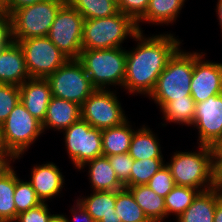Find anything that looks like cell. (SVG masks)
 <instances>
[{
	"instance_id": "6da1fadb",
	"label": "cell",
	"mask_w": 222,
	"mask_h": 222,
	"mask_svg": "<svg viewBox=\"0 0 222 222\" xmlns=\"http://www.w3.org/2000/svg\"><path fill=\"white\" fill-rule=\"evenodd\" d=\"M143 34V31H139L133 38L138 42L137 46L130 51L126 50L123 87L130 95L136 93L148 97L154 90L159 75L182 42L171 33L150 37Z\"/></svg>"
},
{
	"instance_id": "7a4b0ae2",
	"label": "cell",
	"mask_w": 222,
	"mask_h": 222,
	"mask_svg": "<svg viewBox=\"0 0 222 222\" xmlns=\"http://www.w3.org/2000/svg\"><path fill=\"white\" fill-rule=\"evenodd\" d=\"M199 151L174 152L170 162H166L176 185L191 187L201 192L217 186L215 180V160L212 146H198Z\"/></svg>"
},
{
	"instance_id": "3957f363",
	"label": "cell",
	"mask_w": 222,
	"mask_h": 222,
	"mask_svg": "<svg viewBox=\"0 0 222 222\" xmlns=\"http://www.w3.org/2000/svg\"><path fill=\"white\" fill-rule=\"evenodd\" d=\"M192 76L193 52H186L180 47L169 59L148 97L162 110L170 101L191 96Z\"/></svg>"
},
{
	"instance_id": "277c9868",
	"label": "cell",
	"mask_w": 222,
	"mask_h": 222,
	"mask_svg": "<svg viewBox=\"0 0 222 222\" xmlns=\"http://www.w3.org/2000/svg\"><path fill=\"white\" fill-rule=\"evenodd\" d=\"M123 48L82 49L78 61L96 89L123 87L126 66V50Z\"/></svg>"
},
{
	"instance_id": "5b68a950",
	"label": "cell",
	"mask_w": 222,
	"mask_h": 222,
	"mask_svg": "<svg viewBox=\"0 0 222 222\" xmlns=\"http://www.w3.org/2000/svg\"><path fill=\"white\" fill-rule=\"evenodd\" d=\"M139 32L137 23L122 12L110 17L86 19L83 23L82 49H111L122 47L128 37Z\"/></svg>"
},
{
	"instance_id": "8992f818",
	"label": "cell",
	"mask_w": 222,
	"mask_h": 222,
	"mask_svg": "<svg viewBox=\"0 0 222 222\" xmlns=\"http://www.w3.org/2000/svg\"><path fill=\"white\" fill-rule=\"evenodd\" d=\"M66 0H42L16 9L10 16L13 40L47 36Z\"/></svg>"
},
{
	"instance_id": "52a82bcc",
	"label": "cell",
	"mask_w": 222,
	"mask_h": 222,
	"mask_svg": "<svg viewBox=\"0 0 222 222\" xmlns=\"http://www.w3.org/2000/svg\"><path fill=\"white\" fill-rule=\"evenodd\" d=\"M52 96L82 105L96 90L78 59H69L46 78Z\"/></svg>"
},
{
	"instance_id": "ba28073f",
	"label": "cell",
	"mask_w": 222,
	"mask_h": 222,
	"mask_svg": "<svg viewBox=\"0 0 222 222\" xmlns=\"http://www.w3.org/2000/svg\"><path fill=\"white\" fill-rule=\"evenodd\" d=\"M13 41L23 51L30 78H47L69 60L47 36Z\"/></svg>"
},
{
	"instance_id": "9c48e42d",
	"label": "cell",
	"mask_w": 222,
	"mask_h": 222,
	"mask_svg": "<svg viewBox=\"0 0 222 222\" xmlns=\"http://www.w3.org/2000/svg\"><path fill=\"white\" fill-rule=\"evenodd\" d=\"M8 148L20 159L43 133L42 123L19 102L1 125Z\"/></svg>"
},
{
	"instance_id": "30bf717a",
	"label": "cell",
	"mask_w": 222,
	"mask_h": 222,
	"mask_svg": "<svg viewBox=\"0 0 222 222\" xmlns=\"http://www.w3.org/2000/svg\"><path fill=\"white\" fill-rule=\"evenodd\" d=\"M83 16L67 2L59 9L47 37L69 59L82 51Z\"/></svg>"
},
{
	"instance_id": "8fae6325",
	"label": "cell",
	"mask_w": 222,
	"mask_h": 222,
	"mask_svg": "<svg viewBox=\"0 0 222 222\" xmlns=\"http://www.w3.org/2000/svg\"><path fill=\"white\" fill-rule=\"evenodd\" d=\"M116 95L111 89H96L81 105V118L99 130L122 124L128 117Z\"/></svg>"
},
{
	"instance_id": "7c38bea8",
	"label": "cell",
	"mask_w": 222,
	"mask_h": 222,
	"mask_svg": "<svg viewBox=\"0 0 222 222\" xmlns=\"http://www.w3.org/2000/svg\"><path fill=\"white\" fill-rule=\"evenodd\" d=\"M64 131L66 150L75 169L96 157L103 156L101 130L80 118Z\"/></svg>"
},
{
	"instance_id": "4fadbf2b",
	"label": "cell",
	"mask_w": 222,
	"mask_h": 222,
	"mask_svg": "<svg viewBox=\"0 0 222 222\" xmlns=\"http://www.w3.org/2000/svg\"><path fill=\"white\" fill-rule=\"evenodd\" d=\"M206 53L193 51V76L190 89L195 103L222 94V63L203 58Z\"/></svg>"
},
{
	"instance_id": "5bb4252c",
	"label": "cell",
	"mask_w": 222,
	"mask_h": 222,
	"mask_svg": "<svg viewBox=\"0 0 222 222\" xmlns=\"http://www.w3.org/2000/svg\"><path fill=\"white\" fill-rule=\"evenodd\" d=\"M193 127L198 129V145L214 146L222 137V94L196 103Z\"/></svg>"
},
{
	"instance_id": "9a60e30c",
	"label": "cell",
	"mask_w": 222,
	"mask_h": 222,
	"mask_svg": "<svg viewBox=\"0 0 222 222\" xmlns=\"http://www.w3.org/2000/svg\"><path fill=\"white\" fill-rule=\"evenodd\" d=\"M19 89L20 102L34 118L43 123L52 98L49 81L46 78H29Z\"/></svg>"
},
{
	"instance_id": "2e32d148",
	"label": "cell",
	"mask_w": 222,
	"mask_h": 222,
	"mask_svg": "<svg viewBox=\"0 0 222 222\" xmlns=\"http://www.w3.org/2000/svg\"><path fill=\"white\" fill-rule=\"evenodd\" d=\"M58 167L53 162H47L31 169V180L28 182L32 185L41 202L46 203L47 199L55 198L56 195L61 194L65 179Z\"/></svg>"
},
{
	"instance_id": "e0dca14e",
	"label": "cell",
	"mask_w": 222,
	"mask_h": 222,
	"mask_svg": "<svg viewBox=\"0 0 222 222\" xmlns=\"http://www.w3.org/2000/svg\"><path fill=\"white\" fill-rule=\"evenodd\" d=\"M29 78L23 51L12 41L0 50V83L20 86Z\"/></svg>"
},
{
	"instance_id": "ac0fdd59",
	"label": "cell",
	"mask_w": 222,
	"mask_h": 222,
	"mask_svg": "<svg viewBox=\"0 0 222 222\" xmlns=\"http://www.w3.org/2000/svg\"><path fill=\"white\" fill-rule=\"evenodd\" d=\"M80 118V105L52 96L42 123V129L43 132L49 128L63 132Z\"/></svg>"
},
{
	"instance_id": "d6986e66",
	"label": "cell",
	"mask_w": 222,
	"mask_h": 222,
	"mask_svg": "<svg viewBox=\"0 0 222 222\" xmlns=\"http://www.w3.org/2000/svg\"><path fill=\"white\" fill-rule=\"evenodd\" d=\"M77 201L95 222H122L115 213L116 191H93Z\"/></svg>"
},
{
	"instance_id": "ffe728a7",
	"label": "cell",
	"mask_w": 222,
	"mask_h": 222,
	"mask_svg": "<svg viewBox=\"0 0 222 222\" xmlns=\"http://www.w3.org/2000/svg\"><path fill=\"white\" fill-rule=\"evenodd\" d=\"M89 167L88 177L93 191H120L125 186L119 181L106 156L96 157L83 164L78 171Z\"/></svg>"
},
{
	"instance_id": "44dd1931",
	"label": "cell",
	"mask_w": 222,
	"mask_h": 222,
	"mask_svg": "<svg viewBox=\"0 0 222 222\" xmlns=\"http://www.w3.org/2000/svg\"><path fill=\"white\" fill-rule=\"evenodd\" d=\"M222 197L218 186L200 192L177 222H213L217 201Z\"/></svg>"
},
{
	"instance_id": "7402d4cb",
	"label": "cell",
	"mask_w": 222,
	"mask_h": 222,
	"mask_svg": "<svg viewBox=\"0 0 222 222\" xmlns=\"http://www.w3.org/2000/svg\"><path fill=\"white\" fill-rule=\"evenodd\" d=\"M185 2L186 0H149L144 16L137 22L138 30L143 31L140 22L161 26L176 22Z\"/></svg>"
},
{
	"instance_id": "603a6c76",
	"label": "cell",
	"mask_w": 222,
	"mask_h": 222,
	"mask_svg": "<svg viewBox=\"0 0 222 222\" xmlns=\"http://www.w3.org/2000/svg\"><path fill=\"white\" fill-rule=\"evenodd\" d=\"M127 188L150 222H163L166 217L164 197L156 194L147 184Z\"/></svg>"
},
{
	"instance_id": "cb8c5ba5",
	"label": "cell",
	"mask_w": 222,
	"mask_h": 222,
	"mask_svg": "<svg viewBox=\"0 0 222 222\" xmlns=\"http://www.w3.org/2000/svg\"><path fill=\"white\" fill-rule=\"evenodd\" d=\"M134 131L128 154L133 160L164 158L157 134L143 125ZM154 133V134H153Z\"/></svg>"
},
{
	"instance_id": "d4e9b609",
	"label": "cell",
	"mask_w": 222,
	"mask_h": 222,
	"mask_svg": "<svg viewBox=\"0 0 222 222\" xmlns=\"http://www.w3.org/2000/svg\"><path fill=\"white\" fill-rule=\"evenodd\" d=\"M134 131L128 119L120 125L101 130L103 156L128 153Z\"/></svg>"
},
{
	"instance_id": "484cf974",
	"label": "cell",
	"mask_w": 222,
	"mask_h": 222,
	"mask_svg": "<svg viewBox=\"0 0 222 222\" xmlns=\"http://www.w3.org/2000/svg\"><path fill=\"white\" fill-rule=\"evenodd\" d=\"M196 103L192 96L170 101L162 110L163 118L167 122L192 126L195 116Z\"/></svg>"
},
{
	"instance_id": "4316f807",
	"label": "cell",
	"mask_w": 222,
	"mask_h": 222,
	"mask_svg": "<svg viewBox=\"0 0 222 222\" xmlns=\"http://www.w3.org/2000/svg\"><path fill=\"white\" fill-rule=\"evenodd\" d=\"M86 19L113 16L119 12L118 4L113 0H66Z\"/></svg>"
},
{
	"instance_id": "83f0119b",
	"label": "cell",
	"mask_w": 222,
	"mask_h": 222,
	"mask_svg": "<svg viewBox=\"0 0 222 222\" xmlns=\"http://www.w3.org/2000/svg\"><path fill=\"white\" fill-rule=\"evenodd\" d=\"M115 213L122 222H150L127 188L116 191Z\"/></svg>"
},
{
	"instance_id": "f1b7e54d",
	"label": "cell",
	"mask_w": 222,
	"mask_h": 222,
	"mask_svg": "<svg viewBox=\"0 0 222 222\" xmlns=\"http://www.w3.org/2000/svg\"><path fill=\"white\" fill-rule=\"evenodd\" d=\"M200 192L198 189L176 185L164 198L166 217L174 214L177 219L193 203Z\"/></svg>"
},
{
	"instance_id": "f546056e",
	"label": "cell",
	"mask_w": 222,
	"mask_h": 222,
	"mask_svg": "<svg viewBox=\"0 0 222 222\" xmlns=\"http://www.w3.org/2000/svg\"><path fill=\"white\" fill-rule=\"evenodd\" d=\"M14 191L15 171L13 168L0 180V222H14L16 220Z\"/></svg>"
},
{
	"instance_id": "4dcf8cb0",
	"label": "cell",
	"mask_w": 222,
	"mask_h": 222,
	"mask_svg": "<svg viewBox=\"0 0 222 222\" xmlns=\"http://www.w3.org/2000/svg\"><path fill=\"white\" fill-rule=\"evenodd\" d=\"M164 165L163 158L134 160L130 175V187L146 185Z\"/></svg>"
},
{
	"instance_id": "1f68e13d",
	"label": "cell",
	"mask_w": 222,
	"mask_h": 222,
	"mask_svg": "<svg viewBox=\"0 0 222 222\" xmlns=\"http://www.w3.org/2000/svg\"><path fill=\"white\" fill-rule=\"evenodd\" d=\"M14 203L16 207V218L19 213L27 211L41 204L35 190L28 181L21 180L15 172Z\"/></svg>"
},
{
	"instance_id": "d6a6232c",
	"label": "cell",
	"mask_w": 222,
	"mask_h": 222,
	"mask_svg": "<svg viewBox=\"0 0 222 222\" xmlns=\"http://www.w3.org/2000/svg\"><path fill=\"white\" fill-rule=\"evenodd\" d=\"M20 102L19 86L0 83V125Z\"/></svg>"
},
{
	"instance_id": "836d02e7",
	"label": "cell",
	"mask_w": 222,
	"mask_h": 222,
	"mask_svg": "<svg viewBox=\"0 0 222 222\" xmlns=\"http://www.w3.org/2000/svg\"><path fill=\"white\" fill-rule=\"evenodd\" d=\"M112 169L115 171L119 181L125 186L130 187V175L134 160L128 153L107 156Z\"/></svg>"
},
{
	"instance_id": "e575fe53",
	"label": "cell",
	"mask_w": 222,
	"mask_h": 222,
	"mask_svg": "<svg viewBox=\"0 0 222 222\" xmlns=\"http://www.w3.org/2000/svg\"><path fill=\"white\" fill-rule=\"evenodd\" d=\"M147 185L159 196L166 195L176 186L166 164L149 180Z\"/></svg>"
},
{
	"instance_id": "d590c367",
	"label": "cell",
	"mask_w": 222,
	"mask_h": 222,
	"mask_svg": "<svg viewBox=\"0 0 222 222\" xmlns=\"http://www.w3.org/2000/svg\"><path fill=\"white\" fill-rule=\"evenodd\" d=\"M148 4L149 0H120L118 9L137 23L144 16Z\"/></svg>"
},
{
	"instance_id": "8d00e7d4",
	"label": "cell",
	"mask_w": 222,
	"mask_h": 222,
	"mask_svg": "<svg viewBox=\"0 0 222 222\" xmlns=\"http://www.w3.org/2000/svg\"><path fill=\"white\" fill-rule=\"evenodd\" d=\"M48 207L47 203L42 202L34 208L19 213L14 222H48L54 215L51 214Z\"/></svg>"
},
{
	"instance_id": "74e56055",
	"label": "cell",
	"mask_w": 222,
	"mask_h": 222,
	"mask_svg": "<svg viewBox=\"0 0 222 222\" xmlns=\"http://www.w3.org/2000/svg\"><path fill=\"white\" fill-rule=\"evenodd\" d=\"M13 41L12 20L10 14L6 13L0 18V50Z\"/></svg>"
},
{
	"instance_id": "f35d334b",
	"label": "cell",
	"mask_w": 222,
	"mask_h": 222,
	"mask_svg": "<svg viewBox=\"0 0 222 222\" xmlns=\"http://www.w3.org/2000/svg\"><path fill=\"white\" fill-rule=\"evenodd\" d=\"M71 214H73V222H95L93 218L88 214V212L82 207V205L76 200L75 205L71 207ZM66 217V221L71 220Z\"/></svg>"
},
{
	"instance_id": "ab89813d",
	"label": "cell",
	"mask_w": 222,
	"mask_h": 222,
	"mask_svg": "<svg viewBox=\"0 0 222 222\" xmlns=\"http://www.w3.org/2000/svg\"><path fill=\"white\" fill-rule=\"evenodd\" d=\"M42 0H10L8 7L5 9L6 13L12 14L16 9L22 8L24 6L35 4Z\"/></svg>"
},
{
	"instance_id": "60d3db41",
	"label": "cell",
	"mask_w": 222,
	"mask_h": 222,
	"mask_svg": "<svg viewBox=\"0 0 222 222\" xmlns=\"http://www.w3.org/2000/svg\"><path fill=\"white\" fill-rule=\"evenodd\" d=\"M0 159H17L6 145L4 134L0 125Z\"/></svg>"
},
{
	"instance_id": "b9f144b4",
	"label": "cell",
	"mask_w": 222,
	"mask_h": 222,
	"mask_svg": "<svg viewBox=\"0 0 222 222\" xmlns=\"http://www.w3.org/2000/svg\"><path fill=\"white\" fill-rule=\"evenodd\" d=\"M215 160V180L219 187L222 184V154H214Z\"/></svg>"
},
{
	"instance_id": "7bdbcfd3",
	"label": "cell",
	"mask_w": 222,
	"mask_h": 222,
	"mask_svg": "<svg viewBox=\"0 0 222 222\" xmlns=\"http://www.w3.org/2000/svg\"><path fill=\"white\" fill-rule=\"evenodd\" d=\"M11 161L15 159H0V180L14 168Z\"/></svg>"
},
{
	"instance_id": "ee69618b",
	"label": "cell",
	"mask_w": 222,
	"mask_h": 222,
	"mask_svg": "<svg viewBox=\"0 0 222 222\" xmlns=\"http://www.w3.org/2000/svg\"><path fill=\"white\" fill-rule=\"evenodd\" d=\"M213 222H222V197L216 203Z\"/></svg>"
},
{
	"instance_id": "f6af8a7d",
	"label": "cell",
	"mask_w": 222,
	"mask_h": 222,
	"mask_svg": "<svg viewBox=\"0 0 222 222\" xmlns=\"http://www.w3.org/2000/svg\"><path fill=\"white\" fill-rule=\"evenodd\" d=\"M217 1H218L217 5H216L217 9H215V10H217L216 14L218 16L219 25H220L221 32H222V0H217Z\"/></svg>"
},
{
	"instance_id": "bcb514c9",
	"label": "cell",
	"mask_w": 222,
	"mask_h": 222,
	"mask_svg": "<svg viewBox=\"0 0 222 222\" xmlns=\"http://www.w3.org/2000/svg\"><path fill=\"white\" fill-rule=\"evenodd\" d=\"M48 222H67L66 217L63 214H54Z\"/></svg>"
},
{
	"instance_id": "7dc6e473",
	"label": "cell",
	"mask_w": 222,
	"mask_h": 222,
	"mask_svg": "<svg viewBox=\"0 0 222 222\" xmlns=\"http://www.w3.org/2000/svg\"><path fill=\"white\" fill-rule=\"evenodd\" d=\"M214 154H222V137L213 146Z\"/></svg>"
},
{
	"instance_id": "c3c4849f",
	"label": "cell",
	"mask_w": 222,
	"mask_h": 222,
	"mask_svg": "<svg viewBox=\"0 0 222 222\" xmlns=\"http://www.w3.org/2000/svg\"><path fill=\"white\" fill-rule=\"evenodd\" d=\"M10 0H0V5H2L5 9L8 7Z\"/></svg>"
},
{
	"instance_id": "681fc988",
	"label": "cell",
	"mask_w": 222,
	"mask_h": 222,
	"mask_svg": "<svg viewBox=\"0 0 222 222\" xmlns=\"http://www.w3.org/2000/svg\"><path fill=\"white\" fill-rule=\"evenodd\" d=\"M5 14H6L5 8L2 5H0V18H2Z\"/></svg>"
},
{
	"instance_id": "f907efd6",
	"label": "cell",
	"mask_w": 222,
	"mask_h": 222,
	"mask_svg": "<svg viewBox=\"0 0 222 222\" xmlns=\"http://www.w3.org/2000/svg\"><path fill=\"white\" fill-rule=\"evenodd\" d=\"M219 189H220L221 194H222V184L219 186Z\"/></svg>"
}]
</instances>
